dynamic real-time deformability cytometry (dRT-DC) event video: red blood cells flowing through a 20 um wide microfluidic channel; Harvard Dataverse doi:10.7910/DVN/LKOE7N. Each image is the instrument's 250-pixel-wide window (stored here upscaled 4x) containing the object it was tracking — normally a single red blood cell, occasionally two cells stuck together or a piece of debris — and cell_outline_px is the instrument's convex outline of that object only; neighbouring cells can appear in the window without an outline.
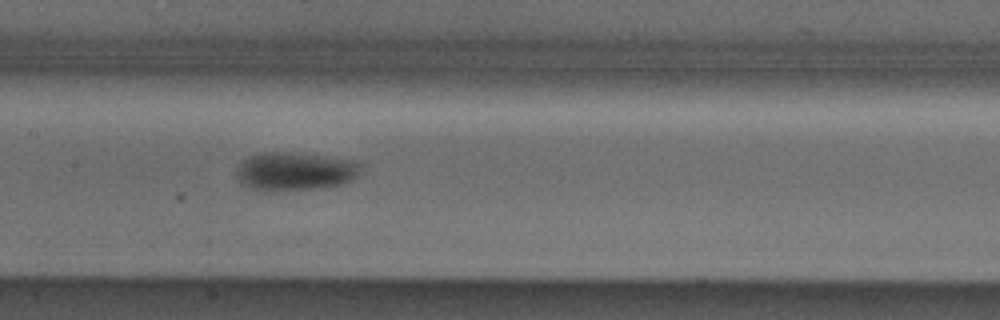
{"species": "Egyptian fruit bat (a non-hibernating species)", "species_latin": "Rousettus aegyptiacus", "temperature_condition": "cold", "stored_images_in_passage": 9, "camera_frame_rate_fps": 3000, "um_per_image_px": 0.085, "animal": {"sex": "male"}, "frame": {"image": 1, "passage_image": 8, "time_ms": 9.333, "image_size_px": [1000, 320], "cell_outline_px": [[364, 160], [356, 176], [352, 180], [344, 184], [324, 188], [268, 192], [260, 192], [248, 188], [240, 184], [236, 180], [236, 168], [248, 156], [264, 152], [284, 152]], "centroid_in_image_um": [25.07, 14.59], "position_along_channel_um": 182.3, "area_um2": 28.73}}